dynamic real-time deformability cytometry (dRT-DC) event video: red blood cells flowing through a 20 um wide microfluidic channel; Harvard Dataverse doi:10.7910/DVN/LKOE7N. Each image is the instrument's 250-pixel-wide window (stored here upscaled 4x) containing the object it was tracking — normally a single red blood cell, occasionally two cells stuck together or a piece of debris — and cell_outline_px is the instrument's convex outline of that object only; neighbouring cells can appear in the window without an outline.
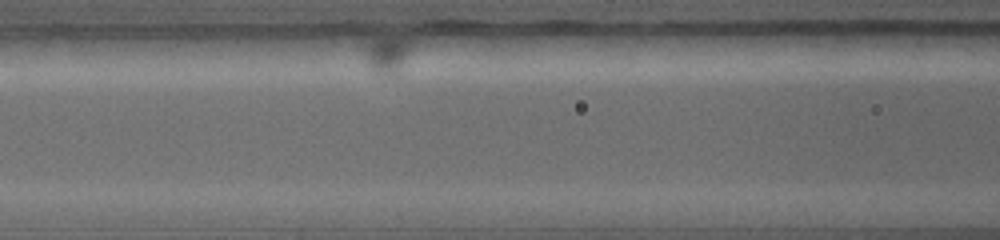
{"species": "common noctule bat (a hibernating species)", "species_latin": "Nyctalus noctula", "temperature_condition": "warm", "stored_images_in_passage": 25, "camera_frame_rate_fps": 5000, "um_per_image_px": 0.085, "animal": {"sex": "female", "body_mass_g": 19.0, "forearm_length_mm": 56.7}, "frame": {"image": 1, "passage_image": 4, "time_ms": 3.2, "image_size_px": [1000, 240], "cell_outline_px": [[412, 48], [408, 56], [388, 76], [368, 68], [360, 60], [356, 48], [356, 44], [364, 36], [396, 36], [408, 40]], "centroid_in_image_um": [32.56, 4.47], "position_along_channel_um": 134.0, "area_um2": 11.5}}
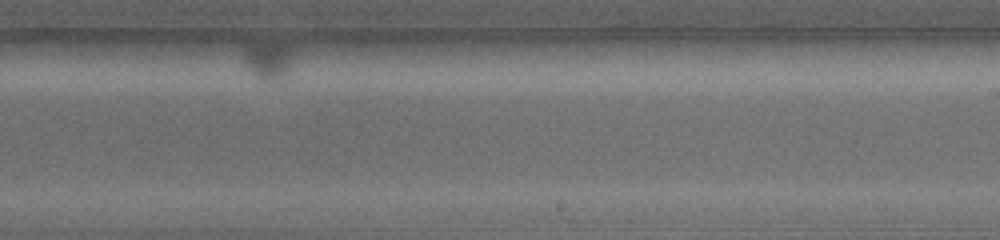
{"frame": {"image": 2, "passage_image": 15, "time_ms": 8.4, "image_size_px": [1000, 240], "cell_outline_px": [[292, 68], [288, 72], [272, 80], [264, 80], [252, 72], [248, 68], [244, 60], [244, 44], [280, 44], [288, 48], [292, 56]], "centroid_in_image_um": [22.77, 5.11], "position_along_channel_um": 266.2, "area_um2": 10.29}}
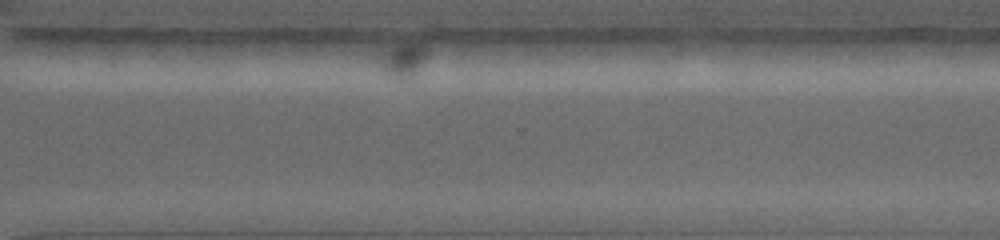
{"frame": {"image": 3, "passage_image": 22, "time_ms": 11.2, "image_size_px": [1000, 240], "cell_outline_px": [[432, 60], [412, 80], [400, 80], [380, 68], [376, 60], [376, 56], [388, 48], [396, 44], [424, 44], [432, 52]], "centroid_in_image_um": [34.4, 5.13], "position_along_channel_um": 336.2, "area_um2": 10.75}}